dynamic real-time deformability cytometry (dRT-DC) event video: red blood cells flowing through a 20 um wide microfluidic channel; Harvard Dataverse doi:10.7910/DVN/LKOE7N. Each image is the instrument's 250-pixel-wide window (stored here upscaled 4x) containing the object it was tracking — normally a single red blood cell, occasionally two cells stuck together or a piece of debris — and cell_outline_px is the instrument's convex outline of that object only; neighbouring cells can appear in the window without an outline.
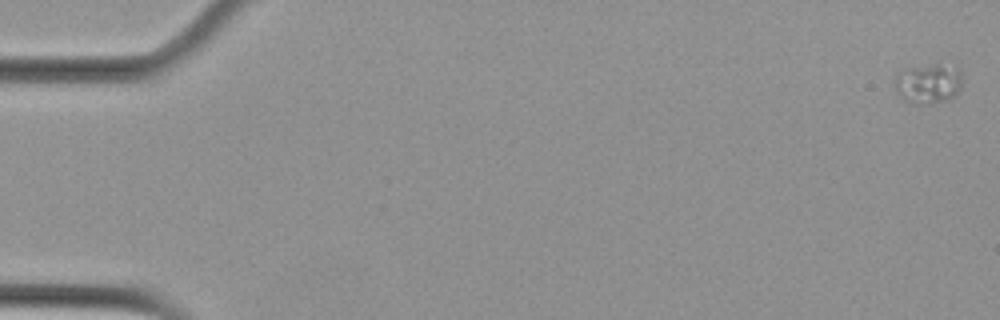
{"species": "Egyptian fruit bat (a non-hibernating species)", "species_latin": "Rousettus aegyptiacus", "temperature_condition": "cold", "stored_images_in_passage": 7, "camera_frame_rate_fps": 3000, "um_per_image_px": 0.085, "animal": {"sex": "female"}, "frame": {"image": 1, "passage_image": 1, "time_ms": 0.0, "image_size_px": [1000, 320], "cell_outline_px": [[964, 84], [960, 92], [952, 100], [928, 104], [912, 104], [904, 100], [892, 88], [896, 76], [904, 68], [932, 64], [940, 64], [960, 68], [964, 76]], "centroid_in_image_um": [78.97, 7.12], "position_along_channel_um": 6.0, "area_um2": 16.65}}